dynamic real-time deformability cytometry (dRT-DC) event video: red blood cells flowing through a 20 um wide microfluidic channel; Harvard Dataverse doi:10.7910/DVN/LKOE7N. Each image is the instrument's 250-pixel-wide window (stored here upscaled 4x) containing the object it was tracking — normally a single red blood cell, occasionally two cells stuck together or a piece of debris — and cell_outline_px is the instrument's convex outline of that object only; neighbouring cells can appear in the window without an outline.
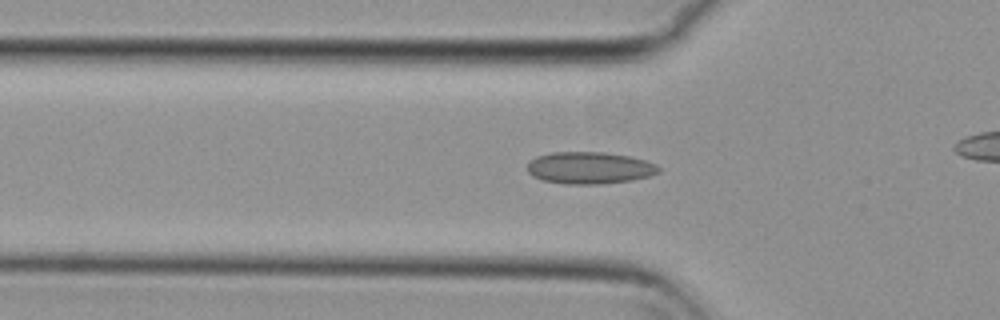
{"species": "common noctule bat (a hibernating species)", "species_latin": "Nyctalus noctula", "temperature_condition": "cold", "stored_images_in_passage": 40, "camera_frame_rate_fps": 3000, "um_per_image_px": 0.085, "animal": {"sex": "female", "body_mass_g": 29.2, "forearm_length_mm": 56.3}, "frame": {"image": 1, "passage_image": 14, "time_ms": 4.333, "image_size_px": [1000, 320], "cell_outline_px": [[660, 172], [648, 176], [632, 180], [600, 184], [564, 184], [540, 180], [532, 176], [528, 172], [528, 164], [536, 156], [552, 152], [604, 152], [628, 156], [644, 160], [656, 164], [660, 168]], "centroid_in_image_um": [50.09, 14.27], "position_along_channel_um": 75.7, "area_um2": 24.51}}
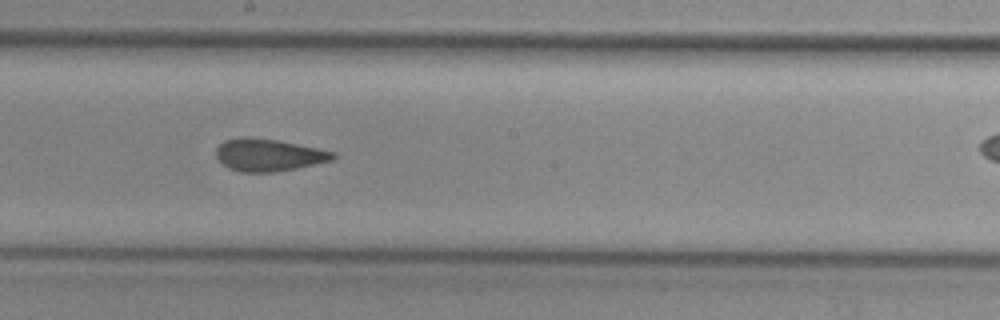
{"frame": {"image": 2, "passage_image": 26, "time_ms": 8.333, "image_size_px": [1000, 320], "cell_outline_px": [[336, 156], [332, 160], [296, 168], [276, 172], [240, 172], [228, 168], [216, 156], [216, 148], [224, 140], [240, 136], [248, 136], [276, 140], [336, 152]], "centroid_in_image_um": [22.79, 13.16], "position_along_channel_um": 225.4, "area_um2": 21.96}}
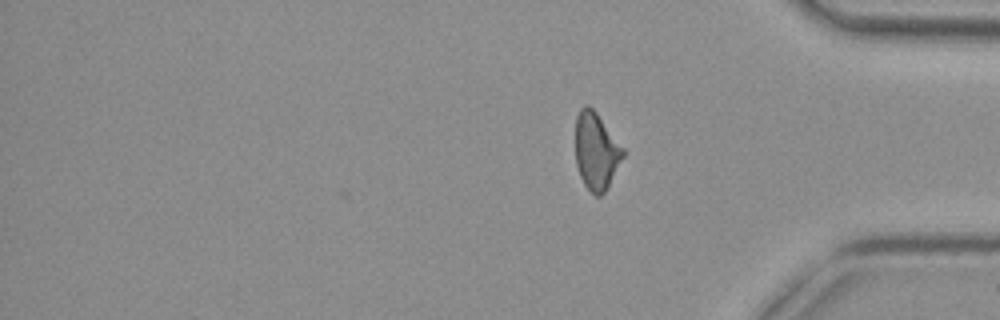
{"frame": {"image": 3, "passage_image": 40, "time_ms": 13.0, "image_size_px": [1000, 320], "cell_outline_px": [[624, 156], [604, 192], [600, 196], [596, 196], [584, 184], [580, 176], [576, 164], [576, 116], [580, 108], [584, 104], [588, 104], [596, 112], [624, 148]], "centroid_in_image_um": [50.66, 12.81], "position_along_channel_um": 384.5, "area_um2": 21.15}, "authors_computed_cell_mechanics": {"area_um2": 22.6576, "velocity_mm_per_s": 3.7246, "shape_relaxation_time_tau1_ms": null, "shape_relaxation_time_tau2_ms": 1.8842, "deformation_change_tau1": null, "deformation_change_tau2": 0.0771}}